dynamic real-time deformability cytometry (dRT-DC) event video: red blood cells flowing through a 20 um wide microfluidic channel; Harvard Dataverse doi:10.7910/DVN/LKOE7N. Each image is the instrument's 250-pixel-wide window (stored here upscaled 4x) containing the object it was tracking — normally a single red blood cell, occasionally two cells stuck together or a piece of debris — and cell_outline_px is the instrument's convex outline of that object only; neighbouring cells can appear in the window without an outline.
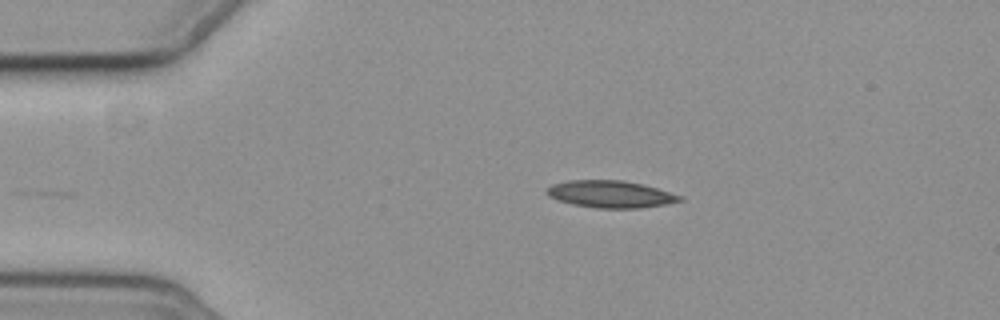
{"species": "common noctule bat (a hibernating species)", "species_latin": "Nyctalus noctula", "temperature_condition": "cold", "stored_images_in_passage": 5, "camera_frame_rate_fps": 3000, "um_per_image_px": 0.085, "animal": {"sex": "female", "body_mass_g": 19.3, "forearm_length_mm": 54.1}, "frame": {"image": 1, "passage_image": 5, "time_ms": 4.333, "image_size_px": [1000, 320], "cell_outline_px": [[684, 200], [664, 204], [640, 208], [596, 208], [572, 204], [548, 196], [548, 188], [552, 184], [568, 180], [624, 180], [644, 184], [684, 196]], "centroid_in_image_um": [51.94, 16.49], "position_along_channel_um": 33.1, "area_um2": 20.98}}